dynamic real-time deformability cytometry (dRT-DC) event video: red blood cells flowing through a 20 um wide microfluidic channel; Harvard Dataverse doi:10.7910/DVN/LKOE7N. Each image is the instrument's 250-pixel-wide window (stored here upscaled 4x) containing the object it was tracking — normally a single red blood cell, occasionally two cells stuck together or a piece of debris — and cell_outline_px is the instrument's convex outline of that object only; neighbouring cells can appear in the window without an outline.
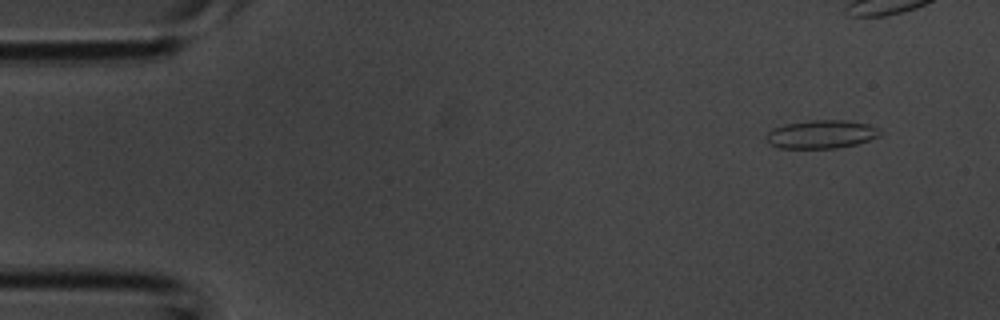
{"species": "common noctule bat (a hibernating species)", "species_latin": "Nyctalus noctula", "temperature_condition": "room temperature", "stored_images_in_passage": 3, "segment_of_instrument_passage": [2, 2], "camera_frame_rate_fps": 3000, "um_per_image_px": 0.085, "animal": {"sex": "male", "body_mass_g": 20.1, "forearm_length_mm": 53.5}, "frame": {"image": 1, "passage_image": 3, "time_ms": 0.667, "image_size_px": [1000, 320], "cell_outline_px": [[880, 136], [856, 144], [836, 148], [776, 148], [768, 144], [764, 140], [768, 132], [772, 128], [784, 124], [808, 120], [844, 120], [868, 124], [880, 128]], "centroid_in_image_um": [69.76, 11.41], "position_along_channel_um": 15.2, "area_um2": 19.02}}